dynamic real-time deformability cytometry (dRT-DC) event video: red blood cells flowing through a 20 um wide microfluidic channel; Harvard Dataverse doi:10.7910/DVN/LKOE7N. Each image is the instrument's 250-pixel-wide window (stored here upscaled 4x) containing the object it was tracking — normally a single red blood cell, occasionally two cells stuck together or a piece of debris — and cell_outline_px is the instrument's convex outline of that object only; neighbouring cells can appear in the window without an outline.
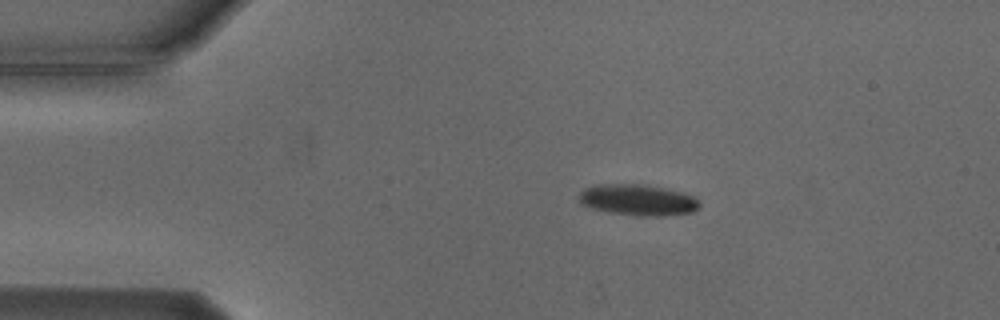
{"species": "Egyptian fruit bat (a non-hibernating species)", "species_latin": "Rousettus aegyptiacus", "temperature_condition": "cold", "stored_images_in_passage": 5, "camera_frame_rate_fps": 3000, "um_per_image_px": 0.085, "animal": {"sex": "male"}, "frame": {"image": 1, "passage_image": 1, "time_ms": 0.0, "image_size_px": [1000, 320], "cell_outline_px": [[700, 208], [692, 212], [660, 216], [640, 216], [612, 212], [592, 208], [580, 204], [580, 192], [584, 188], [596, 184], [644, 184], [684, 192], [696, 196], [700, 204]], "centroid_in_image_um": [54.26, 16.98], "position_along_channel_um": 30.7, "area_um2": 21.96}}
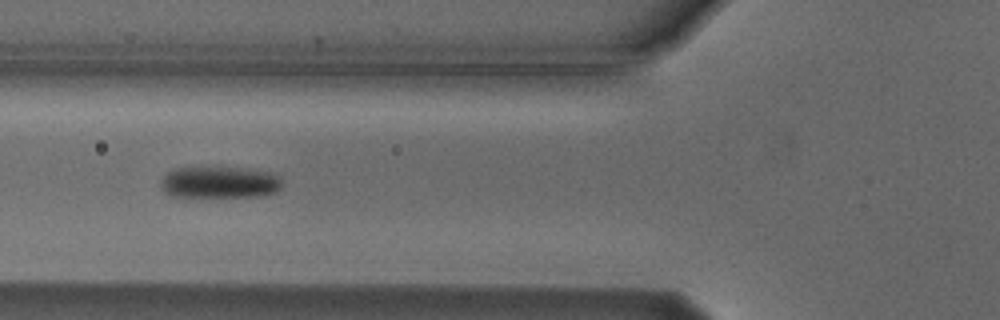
{"frame": {"image": 2, "passage_image": 3, "time_ms": 3.333, "image_size_px": [1000, 320], "cell_outline_px": [[280, 188], [276, 192], [260, 196], [168, 196], [164, 192], [160, 184], [164, 176], [168, 172], [176, 168], [240, 168], [268, 172], [276, 176], [280, 180]], "centroid_in_image_um": [18.62, 15.51], "position_along_channel_um": 107.2, "area_um2": 21.91}}
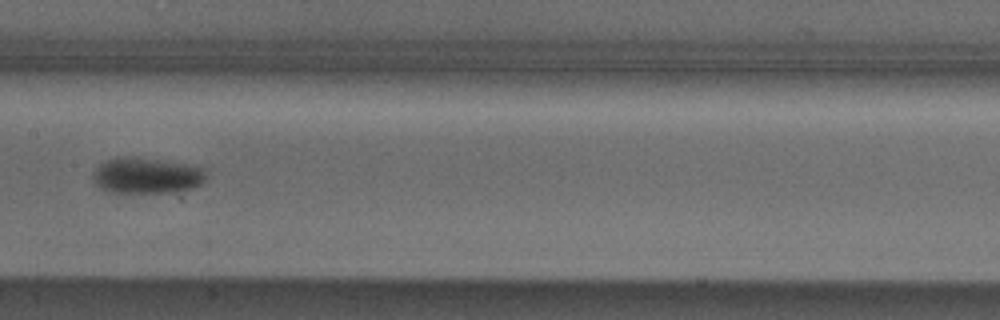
{"frame": {"image": 3, "passage_image": 5, "time_ms": 5.667, "image_size_px": [1000, 320], "cell_outline_px": [[204, 184], [192, 188], [172, 192], [112, 192], [100, 188], [92, 180], [92, 172], [100, 164], [108, 160], [120, 156], [132, 156], [184, 164], [200, 168], [204, 172]], "centroid_in_image_um": [12.4, 14.92], "position_along_channel_um": 195.0, "area_um2": 23.41}}